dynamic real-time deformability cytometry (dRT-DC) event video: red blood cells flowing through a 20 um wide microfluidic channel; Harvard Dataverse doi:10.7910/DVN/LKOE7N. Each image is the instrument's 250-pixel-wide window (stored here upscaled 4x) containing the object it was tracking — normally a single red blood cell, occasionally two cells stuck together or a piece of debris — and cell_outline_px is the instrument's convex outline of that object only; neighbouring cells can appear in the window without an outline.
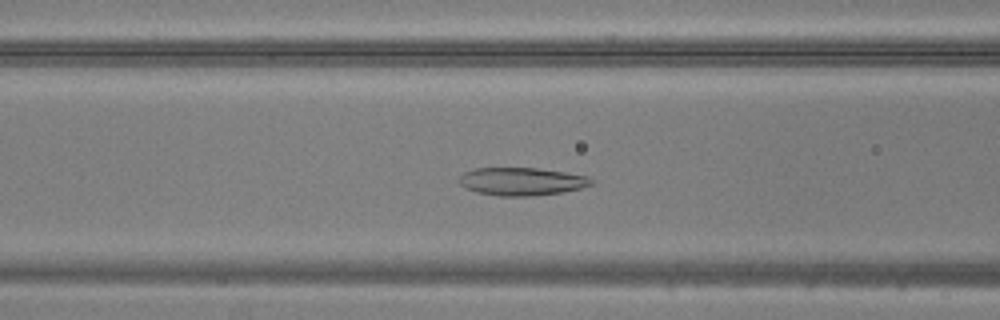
{"species": "common noctule bat (a hibernating species)", "species_latin": "Nyctalus noctula", "temperature_condition": "warm", "stored_images_in_passage": 39, "camera_frame_rate_fps": 3000, "um_per_image_px": 0.085, "animal": {"sex": "male", "body_mass_g": 20.5, "forearm_length_mm": 52.5}, "frame": {"image": 1, "passage_image": 9, "time_ms": 2.667, "image_size_px": [1000, 320], "cell_outline_px": [[596, 184], [580, 188], [560, 192], [532, 196], [500, 196], [476, 192], [464, 188], [456, 180], [464, 172], [476, 168], [536, 168], [564, 172], [588, 176], [596, 180]], "centroid_in_image_um": [44.34, 15.42], "position_along_channel_um": 122.3, "area_um2": 21.68}}
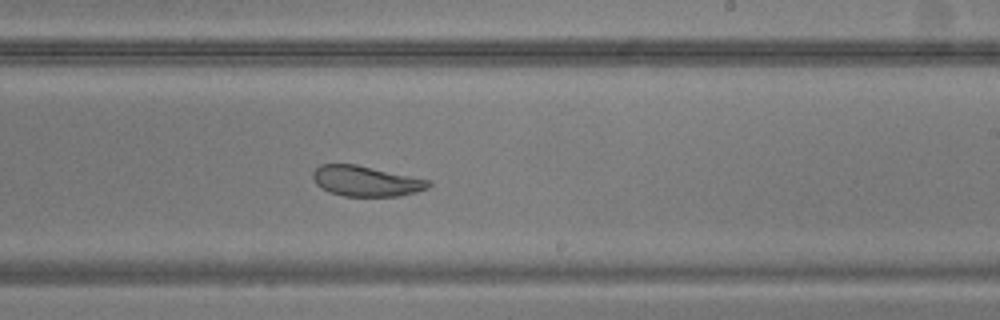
{"frame": {"image": 2, "passage_image": 19, "time_ms": 6.0, "image_size_px": [1000, 320], "cell_outline_px": [[432, 184], [428, 188], [416, 192], [400, 196], [344, 196], [328, 192], [320, 188], [316, 184], [312, 176], [312, 172], [320, 164], [356, 164], [432, 180]], "centroid_in_image_um": [31.12, 15.39], "position_along_channel_um": 257.9, "area_um2": 20.75}}
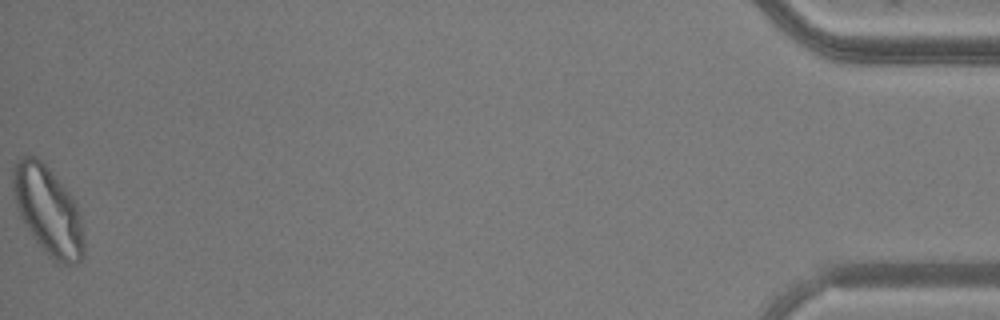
{"frame": {"image": 3, "passage_image": 39, "time_ms": 12.667, "image_size_px": [1000, 320], "cell_outline_px": [[84, 256], [76, 264], [56, 264], [36, 240], [20, 216], [16, 204], [12, 188], [12, 168], [16, 160], [20, 156], [36, 156], [48, 168], [72, 196], [76, 204], [80, 216], [84, 236]], "centroid_in_image_um": [4.08, 17.9], "position_along_channel_um": 431.1, "area_um2": 36.36}}